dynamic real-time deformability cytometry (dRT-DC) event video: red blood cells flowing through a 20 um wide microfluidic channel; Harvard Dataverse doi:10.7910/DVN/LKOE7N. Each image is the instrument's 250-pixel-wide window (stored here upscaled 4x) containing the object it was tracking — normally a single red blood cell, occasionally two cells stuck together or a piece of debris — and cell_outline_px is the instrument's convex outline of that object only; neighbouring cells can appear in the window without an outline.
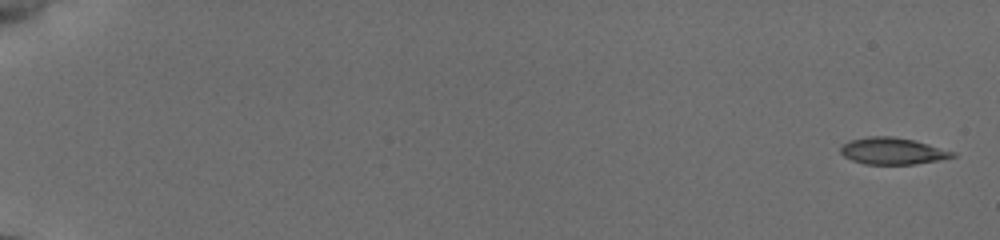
{"species": "common noctule bat (a hibernating species)", "species_latin": "Nyctalus noctula", "temperature_condition": "cold", "stored_images_in_passage": 9, "camera_frame_rate_fps": 3000, "um_per_image_px": 0.085, "animal": {"sex": "female", "body_mass_g": 19.5, "forearm_length_mm": 54.1}, "frame": {"image": 1, "passage_image": 1, "time_ms": 0.0, "image_size_px": [1000, 240], "cell_outline_px": [[956, 156], [936, 160], [912, 164], [864, 164], [852, 160], [844, 156], [840, 152], [840, 148], [848, 140], [868, 136], [892, 136], [912, 140], [928, 144], [956, 152]], "centroid_in_image_um": [75.82, 12.83], "position_along_channel_um": 9.2, "area_um2": 17.28}}